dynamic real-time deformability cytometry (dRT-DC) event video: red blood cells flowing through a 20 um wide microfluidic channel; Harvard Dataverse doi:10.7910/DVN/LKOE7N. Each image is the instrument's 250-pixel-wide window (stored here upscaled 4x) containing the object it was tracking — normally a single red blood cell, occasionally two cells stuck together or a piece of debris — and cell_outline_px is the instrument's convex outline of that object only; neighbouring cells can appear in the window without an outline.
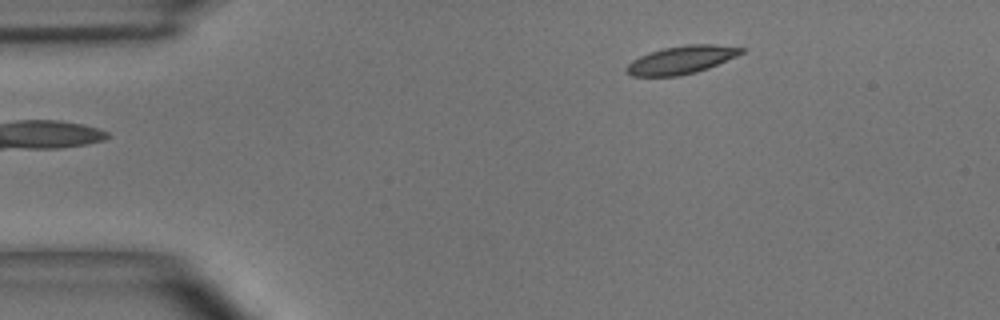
{"species": "common noctule bat (a hibernating species)", "species_latin": "Nyctalus noctula", "temperature_condition": "room temperature", "stored_images_in_passage": 43, "camera_frame_rate_fps": 3000, "um_per_image_px": 0.085, "animal": {"sex": "male", "body_mass_g": 15.6}, "frame": {"image": 1, "passage_image": 1, "time_ms": 0.0, "image_size_px": [1000, 320], "cell_outline_px": [[744, 52], [736, 56], [708, 68], [696, 72], [680, 76], [632, 76], [624, 68], [632, 60], [640, 56], [664, 48], [684, 44], [712, 44], [744, 48]], "centroid_in_image_um": [57.91, 5.09], "position_along_channel_um": 27.1, "area_um2": 18.55}}
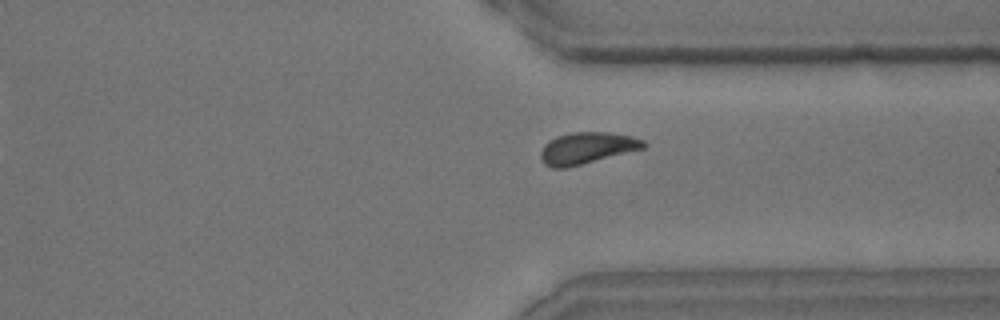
{"frame": {"image": 2, "passage_image": 31, "time_ms": 10.0, "image_size_px": [1000, 320], "cell_outline_px": [[648, 144], [644, 148], [568, 168], [552, 168], [544, 164], [540, 156], [540, 152], [544, 144], [548, 140], [556, 136], [572, 132], [604, 132], [632, 136], [644, 140]], "centroid_in_image_um": [49.86, 12.59], "position_along_channel_um": 361.5, "area_um2": 19.07}}
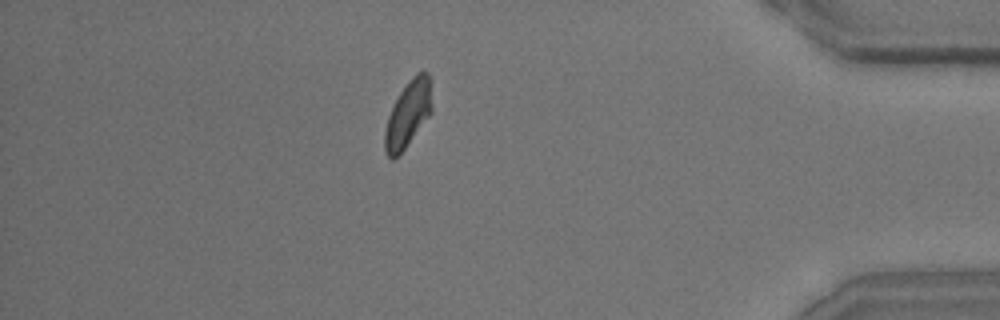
{"frame": {"image": 3, "passage_image": 37, "time_ms": 12.0, "image_size_px": [1000, 320], "cell_outline_px": [[432, 112], [404, 148], [392, 160], [388, 156], [384, 148], [384, 132], [388, 116], [400, 92], [412, 76], [416, 72], [428, 72], [432, 104]], "centroid_in_image_um": [34.68, 9.68], "position_along_channel_um": 400.5, "area_um2": 17.8}, "authors_computed_cell_mechanics": {"area_um2": 18.7272, "velocity_mm_per_s": 3.9297, "shape_relaxation_time_tau1_ms": 2.8205, "shape_relaxation_time_tau2_ms": 3.0797, "deformation_change_tau1": 0.1135, "deformation_change_tau2": 0.1032}}